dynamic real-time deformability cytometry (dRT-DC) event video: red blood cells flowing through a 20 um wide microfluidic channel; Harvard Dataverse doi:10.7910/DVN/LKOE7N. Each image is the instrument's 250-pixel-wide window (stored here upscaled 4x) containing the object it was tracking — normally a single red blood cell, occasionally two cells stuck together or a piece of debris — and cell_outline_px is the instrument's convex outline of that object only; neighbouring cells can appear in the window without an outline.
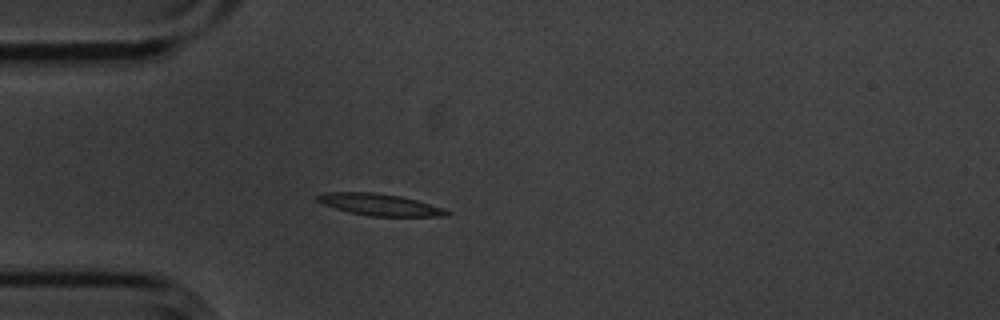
{"species": "common noctule bat (a hibernating species)", "species_latin": "Nyctalus noctula", "temperature_condition": "cold", "stored_images_in_passage": 3, "camera_frame_rate_fps": 3000, "um_per_image_px": 0.085, "animal": {"sex": "male", "body_mass_g": 20.1, "forearm_length_mm": 53.5}, "frame": {"image": 1, "passage_image": 3, "time_ms": 0.667, "image_size_px": [1000, 320], "cell_outline_px": [[452, 212], [448, 216], [372, 216], [348, 212], [324, 204], [316, 200], [316, 196], [324, 192], [372, 192], [400, 196], [416, 200], [444, 208]], "centroid_in_image_um": [32.29, 17.39], "position_along_channel_um": 52.7, "area_um2": 16.3}}